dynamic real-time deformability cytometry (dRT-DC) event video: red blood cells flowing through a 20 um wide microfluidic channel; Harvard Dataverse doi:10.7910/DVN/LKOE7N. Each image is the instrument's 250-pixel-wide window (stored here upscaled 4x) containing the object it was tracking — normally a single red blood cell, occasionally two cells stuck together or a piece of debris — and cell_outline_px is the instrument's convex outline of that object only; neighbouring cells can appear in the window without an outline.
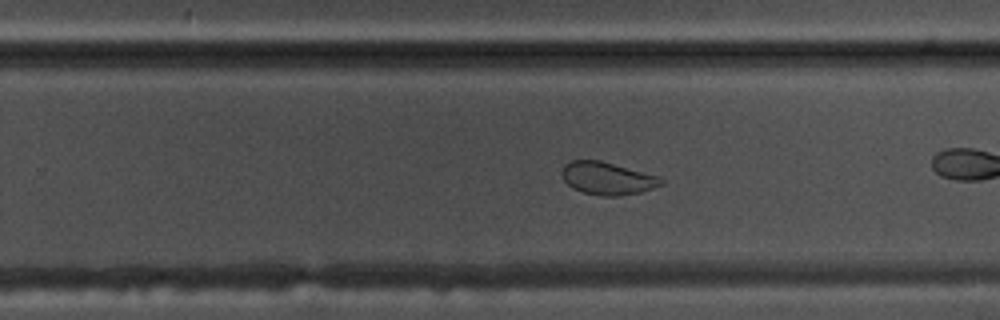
{"species": "common noctule bat (a hibernating species)", "species_latin": "Nyctalus noctula", "temperature_condition": "warm", "stored_images_in_passage": 37, "camera_frame_rate_fps": 3000, "um_per_image_px": 0.085, "animal": {"sex": "male", "body_mass_g": 17.5, "forearm_length_mm": 52.3}, "frame": {"image": 1, "passage_image": 16, "time_ms": 5.0, "image_size_px": [1000, 320], "cell_outline_px": [[664, 184], [640, 192], [616, 196], [600, 196], [584, 192], [572, 188], [564, 180], [560, 172], [564, 164], [568, 160], [600, 160], [656, 176], [664, 180]], "centroid_in_image_um": [51.57, 15.15], "position_along_channel_um": 278.2, "area_um2": 18.73}}